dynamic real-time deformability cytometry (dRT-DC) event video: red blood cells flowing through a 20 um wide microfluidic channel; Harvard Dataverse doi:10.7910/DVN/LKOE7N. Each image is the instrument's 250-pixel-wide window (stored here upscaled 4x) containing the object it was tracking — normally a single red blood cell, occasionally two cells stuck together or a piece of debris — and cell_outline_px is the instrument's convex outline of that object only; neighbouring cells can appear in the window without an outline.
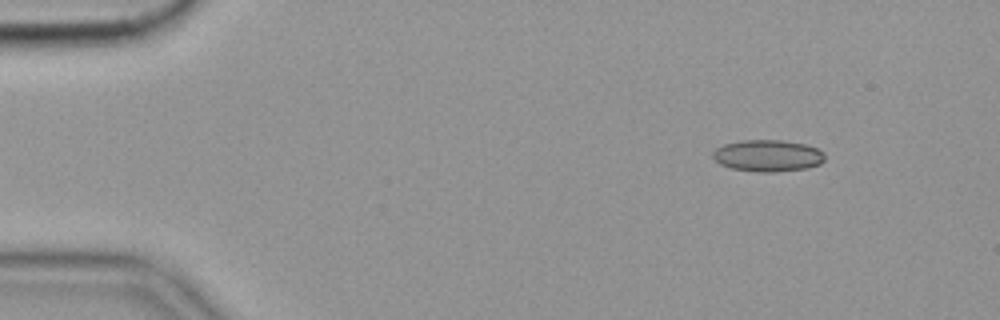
{"species": "common noctule bat (a hibernating species)", "species_latin": "Nyctalus noctula", "temperature_condition": "cold", "stored_images_in_passage": 51, "camera_frame_rate_fps": 3000, "um_per_image_px": 0.085, "animal": {"sex": "female", "body_mass_g": 19.9}, "frame": {"image": 1, "passage_image": 1, "time_ms": 0.0, "image_size_px": [1000, 320], "cell_outline_px": [[824, 160], [820, 164], [808, 168], [776, 172], [756, 172], [732, 168], [720, 164], [712, 156], [712, 152], [716, 148], [724, 144], [744, 140], [784, 140], [804, 144], [816, 148], [824, 152]], "centroid_in_image_um": [65.27, 13.24], "position_along_channel_um": 19.7, "area_um2": 20.75}}
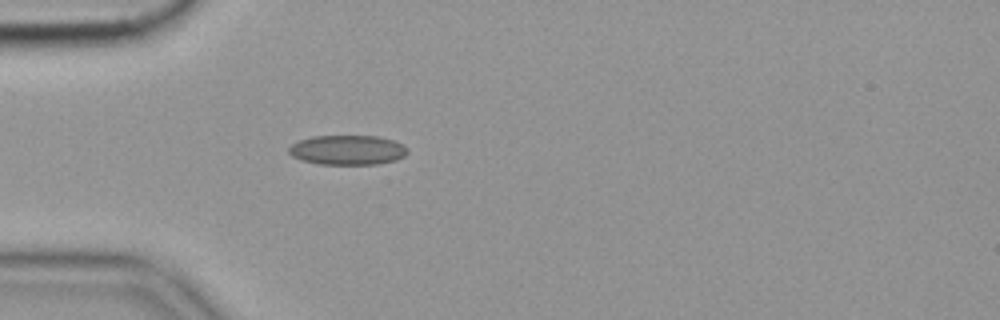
{"frame": {"image": 2, "passage_image": 11, "time_ms": 3.333, "image_size_px": [1000, 320], "cell_outline_px": [[408, 152], [404, 156], [396, 160], [376, 164], [320, 164], [300, 160], [292, 156], [288, 152], [288, 148], [292, 144], [300, 140], [312, 136], [380, 136], [392, 140], [408, 148]], "centroid_in_image_um": [29.52, 12.75], "position_along_channel_um": 55.5, "area_um2": 20.52}}
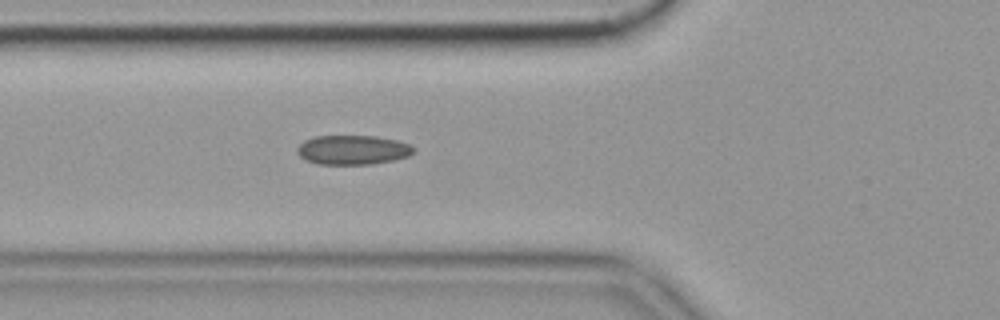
{"frame": {"image": 3, "passage_image": 15, "time_ms": 4.667, "image_size_px": [1000, 320], "cell_outline_px": [[416, 148], [408, 156], [392, 160], [372, 164], [316, 164], [300, 156], [296, 152], [296, 148], [304, 140], [316, 136], [376, 136], [396, 140], [408, 144]], "centroid_in_image_um": [29.96, 12.74], "position_along_channel_um": 95.8, "area_um2": 19.83}, "authors_computed_cell_mechanics": {"area_um2": 19.4208, "velocity_mm_per_s": 3.5776, "shape_relaxation_time_tau1_ms": null, "shape_relaxation_time_tau2_ms": 2.2685, "deformation_change_tau1": null, "deformation_change_tau2": 0.0753}}